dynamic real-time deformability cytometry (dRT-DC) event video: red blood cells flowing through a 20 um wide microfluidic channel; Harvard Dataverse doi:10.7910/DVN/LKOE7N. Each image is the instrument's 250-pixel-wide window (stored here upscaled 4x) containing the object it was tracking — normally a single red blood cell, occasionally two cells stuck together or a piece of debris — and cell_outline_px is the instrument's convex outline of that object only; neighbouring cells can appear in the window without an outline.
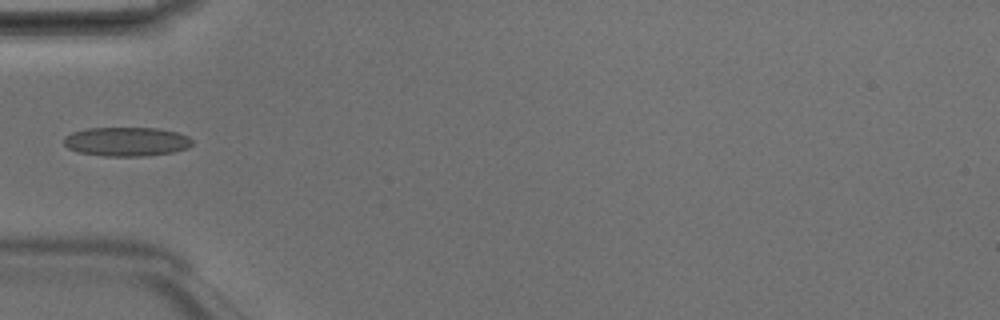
{"species": "Egyptian fruit bat (a non-hibernating species)", "species_latin": "Rousettus aegyptiacus", "temperature_condition": "room temperature", "stored_images_in_passage": 3, "camera_frame_rate_fps": 3000, "um_per_image_px": 0.085, "animal": {"sex": "male"}, "frame": {"image": 1, "passage_image": 3, "time_ms": 0.667, "image_size_px": [1000, 320], "cell_outline_px": [[192, 144], [188, 148], [172, 152], [144, 156], [104, 156], [76, 152], [68, 148], [64, 144], [64, 136], [72, 132], [88, 128], [156, 128], [176, 132], [188, 136], [192, 140]], "centroid_in_image_um": [10.73, 12.04], "position_along_channel_um": 74.3, "area_um2": 21.79}}